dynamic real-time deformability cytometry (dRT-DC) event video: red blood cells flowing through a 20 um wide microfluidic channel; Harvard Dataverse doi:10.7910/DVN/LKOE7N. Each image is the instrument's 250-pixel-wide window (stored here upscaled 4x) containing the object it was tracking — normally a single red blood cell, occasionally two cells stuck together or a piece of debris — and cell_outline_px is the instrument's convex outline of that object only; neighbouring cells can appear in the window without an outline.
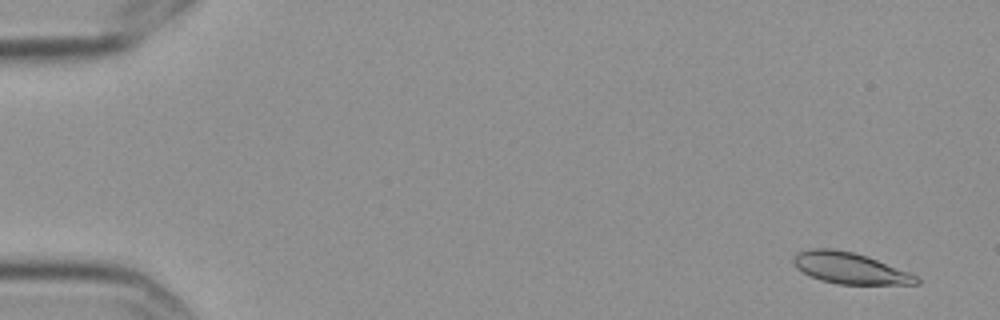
{"species": "Egyptian fruit bat (a non-hibernating species)", "species_latin": "Rousettus aegyptiacus", "temperature_condition": "cold", "stored_images_in_passage": 5, "camera_frame_rate_fps": 3000, "um_per_image_px": 0.085, "frame": {"image": 1, "passage_image": 1, "time_ms": 0.0, "image_size_px": [1000, 320], "cell_outline_px": [[920, 284], [836, 284], [820, 280], [796, 268], [792, 260], [800, 252], [808, 248], [832, 248], [852, 252], [876, 260], [908, 272], [916, 276], [920, 280]], "centroid_in_image_um": [72.21, 22.8], "position_along_channel_um": 12.8, "area_um2": 21.96}}
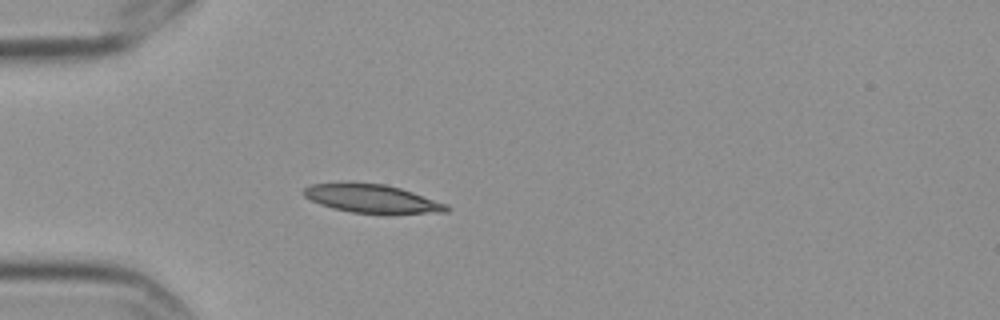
{"frame": {"image": 2, "passage_image": 5, "time_ms": 1.333, "image_size_px": [1000, 320], "cell_outline_px": [[452, 208], [448, 212], [388, 216], [352, 212], [332, 208], [320, 204], [304, 196], [300, 192], [304, 188], [312, 184], [384, 184], [400, 188], [448, 204]], "centroid_in_image_um": [31.74, 16.96], "position_along_channel_um": 53.3, "area_um2": 24.04}}